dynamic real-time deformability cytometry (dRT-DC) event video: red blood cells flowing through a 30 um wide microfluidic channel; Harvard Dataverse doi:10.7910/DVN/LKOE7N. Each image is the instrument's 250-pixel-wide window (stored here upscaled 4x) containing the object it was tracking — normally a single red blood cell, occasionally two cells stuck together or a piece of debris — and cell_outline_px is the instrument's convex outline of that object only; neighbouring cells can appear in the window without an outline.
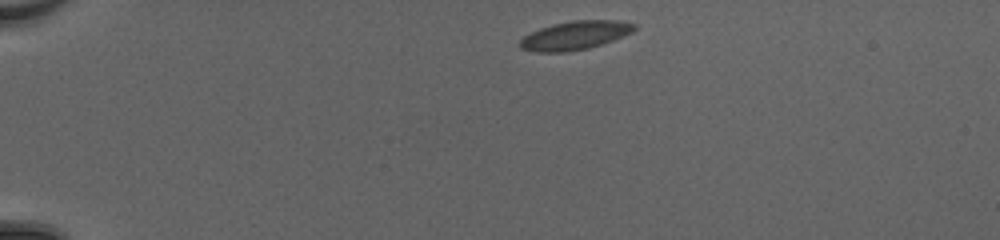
{"species": "common noctule bat (a hibernating species)", "species_latin": "Nyctalus noctula", "temperature_condition": "cold", "stored_images_in_passage": 43, "camera_frame_rate_fps": 3000, "um_per_image_px": 0.085, "animal": {"sex": "female", "body_mass_g": 20.0, "forearm_length_mm": 54.0}, "frame": {"image": 1, "passage_image": 1, "time_ms": 0.0, "image_size_px": [1000, 240], "cell_outline_px": [[636, 28], [632, 32], [612, 40], [588, 48], [564, 52], [536, 52], [520, 48], [520, 40], [524, 36], [540, 28], [572, 20], [616, 20], [636, 24]], "centroid_in_image_um": [48.87, 3.0], "position_along_channel_um": 36.1, "area_um2": 18.79}}
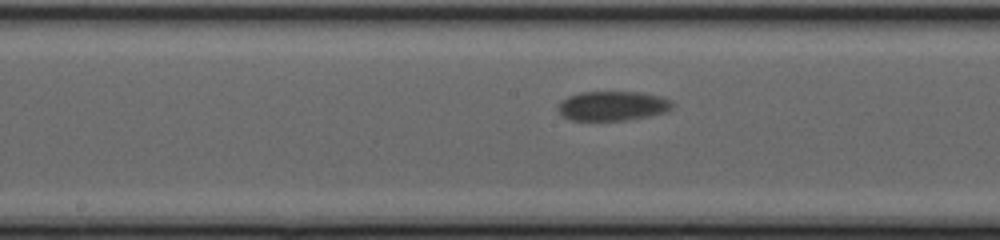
{"frame": {"image": 2, "passage_image": 19, "time_ms": 6.0, "image_size_px": [1000, 240], "cell_outline_px": [[672, 108], [664, 112], [648, 116], [624, 120], [572, 120], [564, 116], [560, 112], [560, 104], [568, 96], [580, 92], [640, 92], [660, 96], [668, 100], [672, 104]], "centroid_in_image_um": [52.08, 8.99], "position_along_channel_um": 196.1, "area_um2": 19.19}}
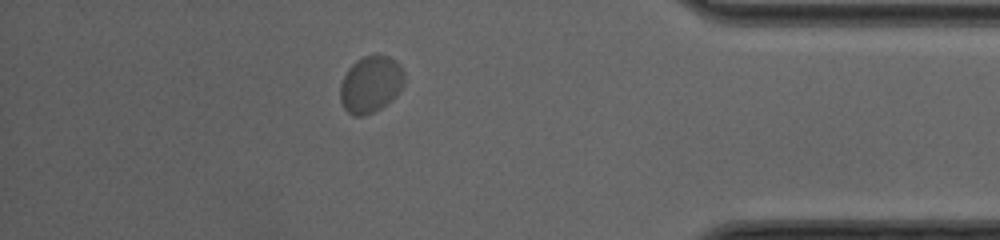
{"frame": {"image": 3, "passage_image": 37, "time_ms": 12.0, "image_size_px": [1000, 240], "cell_outline_px": [[404, 84], [380, 108], [364, 116], [352, 116], [344, 108], [340, 100], [340, 84], [348, 68], [356, 60], [364, 56], [376, 52], [388, 56], [400, 64], [404, 72]], "centroid_in_image_um": [31.48, 7.12], "position_along_channel_um": 403.7, "area_um2": 21.15}, "authors_computed_cell_mechanics": {"area_um2": 19.2474, "velocity_mm_per_s": 3.9148, "shape_relaxation_time_tau1_ms": 3.4098, "shape_relaxation_time_tau2_ms": null, "deformation_change_tau1": 0.0439, "deformation_change_tau2": null}}